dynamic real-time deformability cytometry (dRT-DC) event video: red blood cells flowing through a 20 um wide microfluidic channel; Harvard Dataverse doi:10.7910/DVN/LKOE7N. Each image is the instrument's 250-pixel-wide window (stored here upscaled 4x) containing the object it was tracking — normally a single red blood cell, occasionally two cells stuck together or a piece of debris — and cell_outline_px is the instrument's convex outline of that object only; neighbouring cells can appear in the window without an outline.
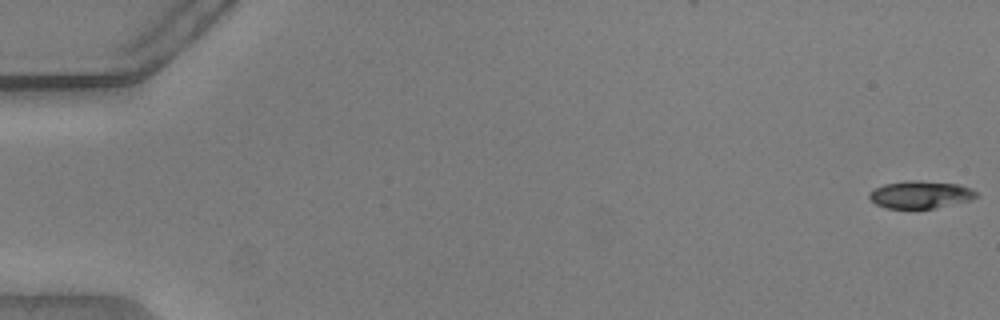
{"species": "common noctule bat (a hibernating species)", "species_latin": "Nyctalus noctula", "temperature_condition": "warm", "stored_images_in_passage": 13, "camera_frame_rate_fps": 3000, "um_per_image_px": 0.085, "animal": {"sex": "male", "body_mass_g": 20.5, "forearm_length_mm": 52.5}, "frame": {"image": 1, "passage_image": 1, "time_ms": 0.0, "image_size_px": [1000, 320], "cell_outline_px": [[980, 196], [972, 200], [936, 208], [888, 208], [876, 204], [868, 196], [868, 192], [884, 184], [912, 180], [916, 180], [956, 184], [972, 188]], "centroid_in_image_um": [78.28, 16.54], "position_along_channel_um": 6.7, "area_um2": 17.11}}